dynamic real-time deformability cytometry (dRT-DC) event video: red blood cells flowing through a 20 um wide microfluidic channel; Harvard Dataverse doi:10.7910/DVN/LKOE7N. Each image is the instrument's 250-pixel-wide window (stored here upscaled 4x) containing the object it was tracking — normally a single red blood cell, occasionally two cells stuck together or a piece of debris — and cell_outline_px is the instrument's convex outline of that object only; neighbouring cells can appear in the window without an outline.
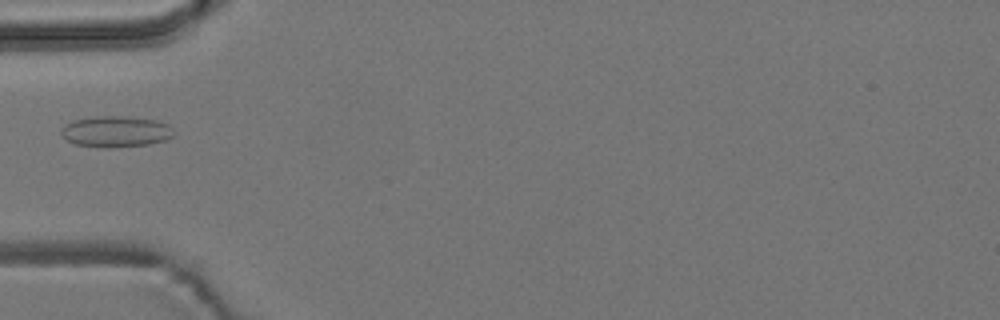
{"species": "common noctule bat (a hibernating species)", "species_latin": "Nyctalus noctula", "temperature_condition": "room temperature", "stored_images_in_passage": 4, "camera_frame_rate_fps": 3000, "um_per_image_px": 0.085, "animal": {"sex": "male", "body_mass_g": 19.2, "forearm_length_mm": 51.8}, "frame": {"image": 1, "passage_image": 4, "time_ms": 1.0, "image_size_px": [1000, 320], "cell_outline_px": [[172, 136], [164, 140], [148, 144], [76, 144], [68, 140], [60, 132], [60, 128], [64, 124], [72, 120], [96, 116], [120, 116], [156, 120], [168, 124]], "centroid_in_image_um": [9.8, 11.11], "position_along_channel_um": 75.2, "area_um2": 19.07}}